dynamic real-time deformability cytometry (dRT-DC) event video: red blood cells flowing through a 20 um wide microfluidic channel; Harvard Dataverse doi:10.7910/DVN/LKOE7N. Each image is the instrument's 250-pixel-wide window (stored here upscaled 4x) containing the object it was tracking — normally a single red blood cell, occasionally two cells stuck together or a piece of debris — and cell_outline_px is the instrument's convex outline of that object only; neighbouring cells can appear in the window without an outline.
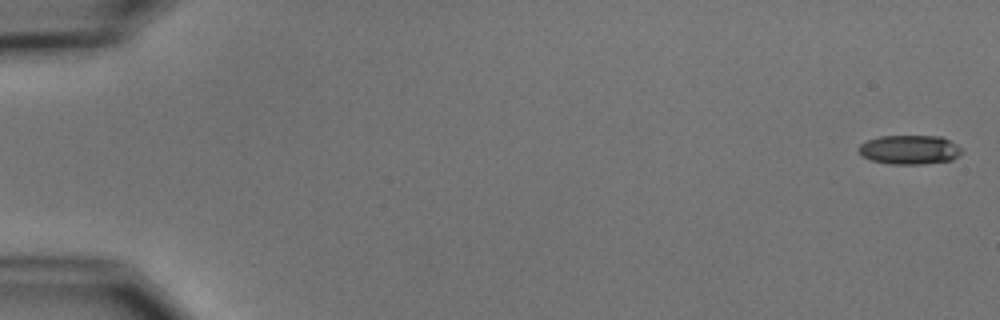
{"species": "common noctule bat (a hibernating species)", "species_latin": "Nyctalus noctula", "temperature_condition": "cold", "stored_images_in_passage": 4, "camera_frame_rate_fps": 3000, "um_per_image_px": 0.085, "animal": {"sex": "male", "body_mass_g": 15.6}, "frame": {"image": 1, "passage_image": 1, "time_ms": 0.0, "image_size_px": [1000, 320], "cell_outline_px": [[964, 148], [952, 160], [920, 164], [888, 164], [872, 160], [864, 156], [856, 148], [860, 144], [868, 140], [880, 136], [944, 136]], "centroid_in_image_um": [77.33, 12.71], "position_along_channel_um": 7.7, "area_um2": 17.57}}